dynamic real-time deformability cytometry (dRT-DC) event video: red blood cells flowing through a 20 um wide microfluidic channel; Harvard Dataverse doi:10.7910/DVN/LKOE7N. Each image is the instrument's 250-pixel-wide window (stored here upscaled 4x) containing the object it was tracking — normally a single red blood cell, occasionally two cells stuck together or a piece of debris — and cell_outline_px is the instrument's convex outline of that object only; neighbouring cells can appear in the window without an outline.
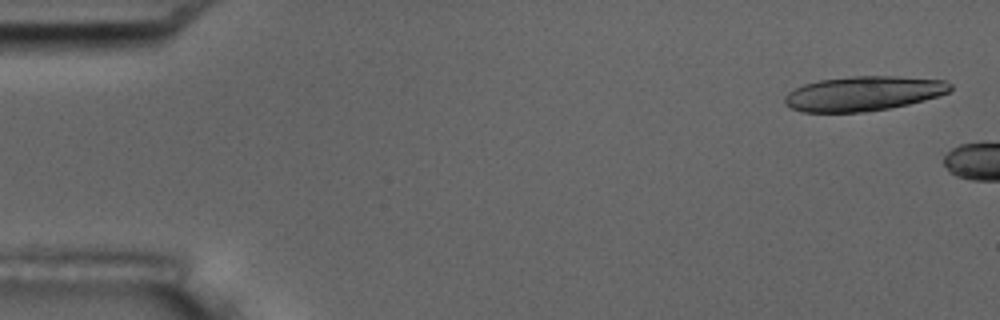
{"species": "common noctule bat (a hibernating species)", "species_latin": "Nyctalus noctula", "temperature_condition": "room temperature", "stored_images_in_passage": 6, "camera_frame_rate_fps": 3000, "um_per_image_px": 0.085, "animal": {"sex": "male", "body_mass_g": 17.5, "forearm_length_mm": 52.3}, "frame": {"image": 1, "passage_image": 1, "time_ms": 0.0, "image_size_px": [1000, 320], "cell_outline_px": [[952, 88], [948, 92], [924, 100], [908, 104], [888, 108], [864, 112], [804, 112], [792, 108], [784, 104], [784, 96], [788, 92], [804, 84], [820, 80], [852, 76], [892, 76], [944, 80], [952, 84]], "centroid_in_image_um": [73.37, 7.95], "position_along_channel_um": 11.6, "area_um2": 33.23}}